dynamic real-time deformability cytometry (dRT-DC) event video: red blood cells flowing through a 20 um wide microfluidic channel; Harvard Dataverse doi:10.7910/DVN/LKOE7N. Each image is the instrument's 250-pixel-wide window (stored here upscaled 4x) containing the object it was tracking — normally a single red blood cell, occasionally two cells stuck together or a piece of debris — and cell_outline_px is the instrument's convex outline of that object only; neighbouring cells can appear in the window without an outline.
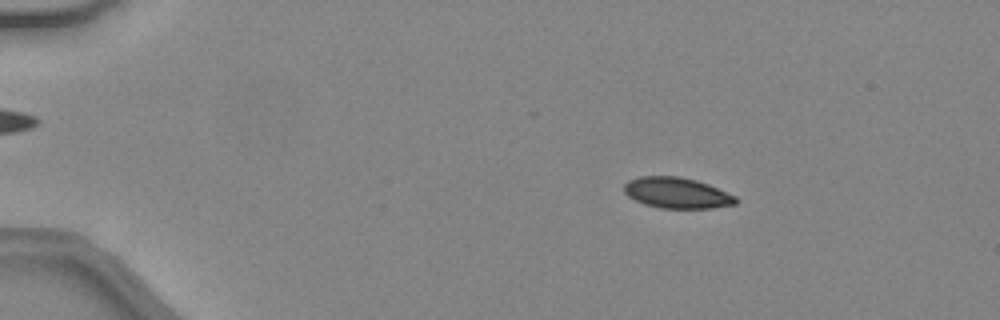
{"species": "common noctule bat (a hibernating species)", "species_latin": "Nyctalus noctula", "temperature_condition": "warm", "stored_images_in_passage": 41, "camera_frame_rate_fps": 3000, "um_per_image_px": 0.085, "animal": {"sex": "female", "body_mass_g": 24.6, "forearm_length_mm": 56.2}, "frame": {"image": 1, "passage_image": 1, "time_ms": 0.0, "image_size_px": [1000, 320], "cell_outline_px": [[740, 200], [736, 204], [712, 208], [660, 208], [644, 204], [628, 196], [624, 192], [624, 184], [628, 180], [640, 176], [680, 176], [696, 180], [708, 184], [736, 196]], "centroid_in_image_um": [57.55, 16.39], "position_along_channel_um": 27.5, "area_um2": 20.17}}
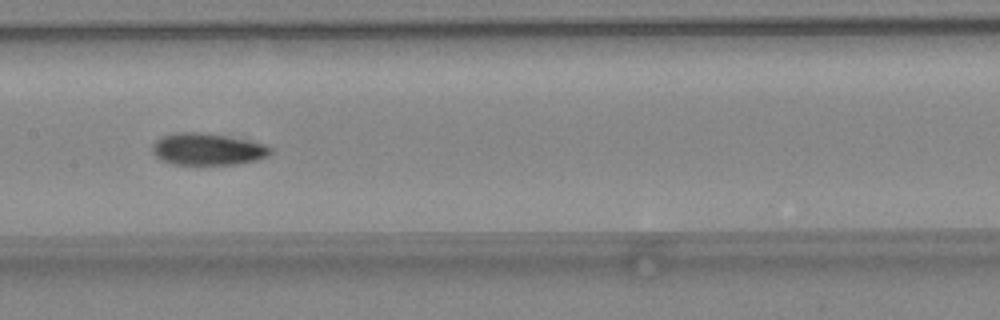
{"frame": {"image": 2, "passage_image": 18, "time_ms": 5.667, "image_size_px": [1000, 320], "cell_outline_px": [[272, 152], [268, 156], [260, 160], [236, 164], [172, 164], [160, 160], [152, 152], [152, 144], [160, 136], [176, 132], [200, 132], [224, 136], [268, 144], [272, 148]], "centroid_in_image_um": [17.64, 12.68], "position_along_channel_um": 189.8, "area_um2": 22.14}}
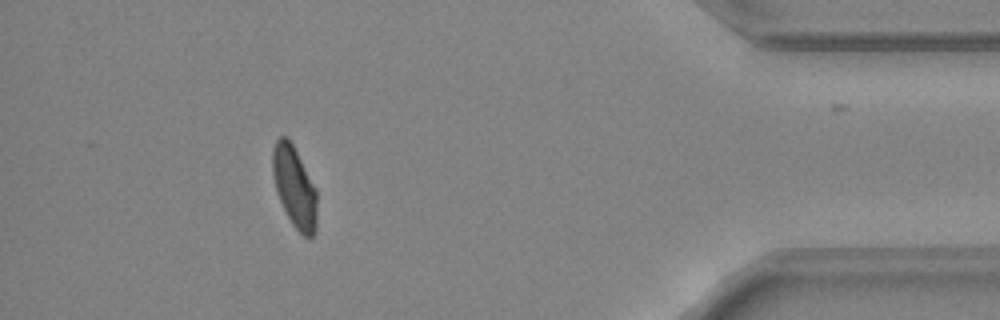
{"frame": {"image": 3, "passage_image": 36, "time_ms": 11.667, "image_size_px": [1000, 320], "cell_outline_px": [[316, 232], [312, 236], [304, 236], [292, 224], [276, 192], [272, 172], [272, 152], [276, 140], [280, 136], [288, 136], [316, 188]], "centroid_in_image_um": [25.02, 15.87], "position_along_channel_um": 410.2, "area_um2": 20.81}, "authors_computed_cell_mechanics": {"area_um2": 21.5016, "velocity_mm_per_s": 4.4438, "shape_relaxation_time_tau1_ms": 8.2945, "shape_relaxation_time_tau2_ms": 3.106, "deformation_change_tau1": 0.1882, "deformation_change_tau2": 0.0695}}